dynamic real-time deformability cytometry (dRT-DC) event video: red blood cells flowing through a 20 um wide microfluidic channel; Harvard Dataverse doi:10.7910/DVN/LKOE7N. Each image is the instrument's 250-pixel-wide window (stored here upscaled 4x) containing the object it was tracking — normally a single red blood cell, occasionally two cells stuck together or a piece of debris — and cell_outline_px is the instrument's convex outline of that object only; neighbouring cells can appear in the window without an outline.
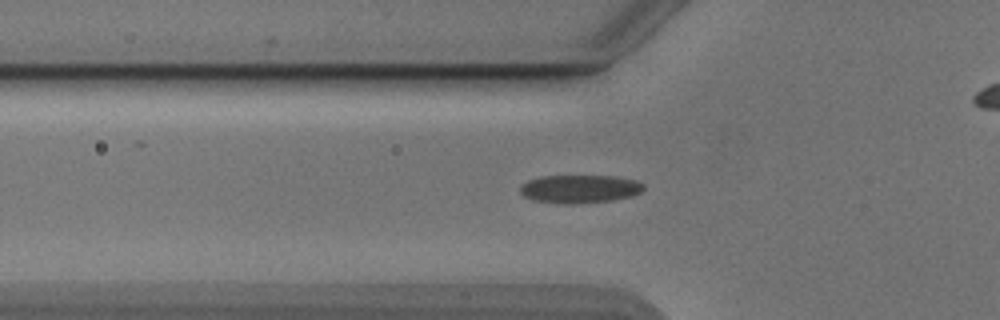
{"species": "Egyptian fruit bat (a non-hibernating species)", "species_latin": "Rousettus aegyptiacus", "temperature_condition": "cold", "stored_images_in_passage": 43, "camera_frame_rate_fps": 3000, "um_per_image_px": 0.085, "animal": {"sex": "male"}, "frame": {"image": 1, "passage_image": 7, "time_ms": 2.0, "image_size_px": [1000, 320], "cell_outline_px": [[644, 188], [640, 192], [632, 196], [612, 200], [580, 204], [560, 204], [532, 200], [524, 196], [520, 192], [520, 188], [528, 180], [540, 176], [612, 176], [636, 180], [644, 184]], "centroid_in_image_um": [49.27, 16.07], "position_along_channel_um": 76.5, "area_um2": 20.4}}
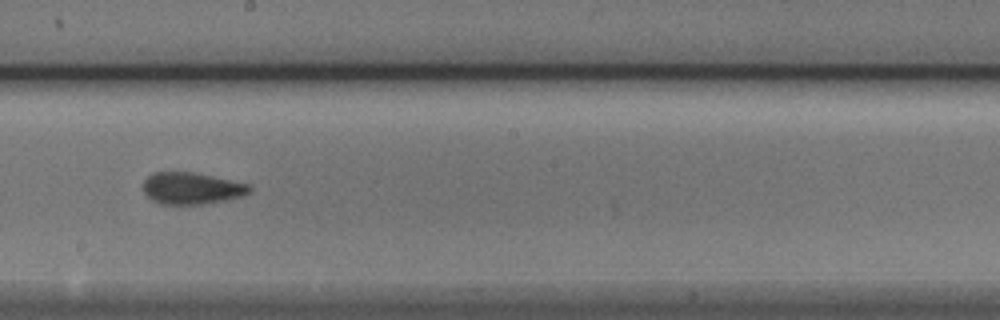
{"frame": {"image": 2, "passage_image": 19, "time_ms": 6.0, "image_size_px": [1000, 320], "cell_outline_px": [[252, 192], [244, 196], [228, 200], [204, 204], [160, 204], [152, 200], [144, 192], [144, 180], [152, 172], [196, 172], [252, 184]], "centroid_in_image_um": [16.37, 16.0], "position_along_channel_um": 231.8, "area_um2": 20.11}}
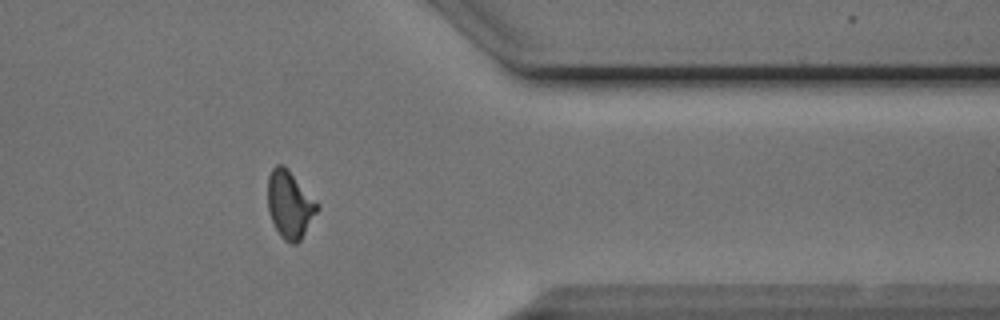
{"frame": {"image": 3, "passage_image": 32, "time_ms": 10.333, "image_size_px": [1000, 320], "cell_outline_px": [[320, 208], [300, 240], [296, 244], [292, 244], [284, 240], [280, 236], [272, 220], [268, 208], [268, 176], [272, 168], [276, 164], [284, 164], [288, 168], [320, 204]], "centroid_in_image_um": [24.65, 17.36], "position_along_channel_um": 386.8, "area_um2": 19.59}, "authors_computed_cell_mechanics": {"area_um2": 19.652, "velocity_mm_per_s": 3.8794, "shape_relaxation_time_tau1_ms": 4.7246, "shape_relaxation_time_tau2_ms": 1.5735, "deformation_change_tau1": 0.1237, "deformation_change_tau2": 0.0737}}